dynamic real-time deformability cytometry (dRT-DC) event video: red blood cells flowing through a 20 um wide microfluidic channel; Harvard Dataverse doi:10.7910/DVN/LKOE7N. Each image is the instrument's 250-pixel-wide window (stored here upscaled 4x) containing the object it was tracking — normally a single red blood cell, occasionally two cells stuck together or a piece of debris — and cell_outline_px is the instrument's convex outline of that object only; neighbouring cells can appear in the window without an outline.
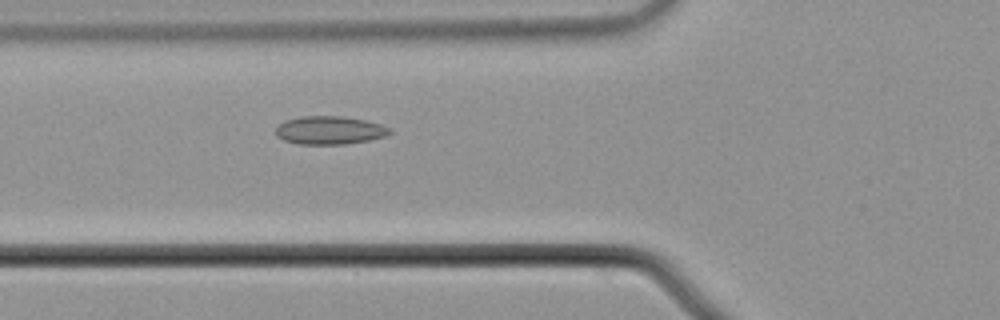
{"species": "common noctule bat (a hibernating species)", "species_latin": "Nyctalus noctula", "temperature_condition": "cold", "stored_images_in_passage": 55, "camera_frame_rate_fps": 3000, "um_per_image_px": 0.085, "animal": {"sex": "male", "body_mass_g": 21.5, "forearm_length_mm": 52.0}, "frame": {"image": 1, "passage_image": 20, "time_ms": 6.333, "image_size_px": [1000, 320], "cell_outline_px": [[392, 132], [384, 136], [368, 140], [344, 144], [300, 144], [284, 140], [276, 136], [276, 128], [284, 120], [300, 116], [340, 116], [364, 120], [380, 124], [392, 128]], "centroid_in_image_um": [28.0, 11.06], "position_along_channel_um": 97.8, "area_um2": 18.67}}
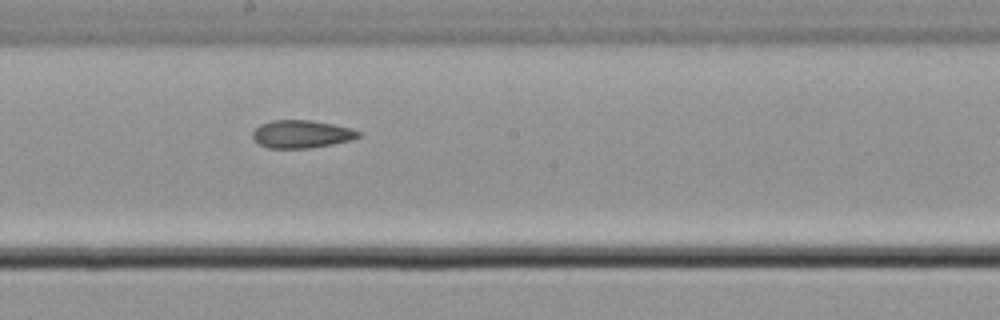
{"frame": {"image": 2, "passage_image": 30, "time_ms": 9.667, "image_size_px": [1000, 320], "cell_outline_px": [[360, 136], [352, 140], [308, 148], [268, 148], [260, 144], [252, 136], [252, 132], [260, 124], [272, 120], [312, 120], [352, 128], [360, 132]], "centroid_in_image_um": [25.63, 11.39], "position_along_channel_um": 222.6, "area_um2": 17.05}}
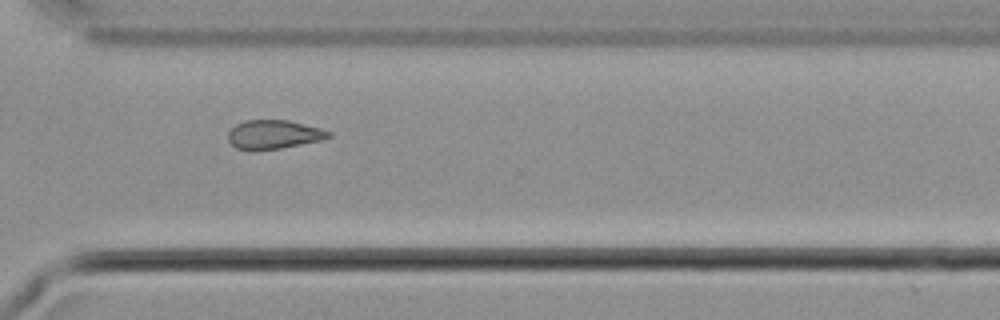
{"frame": {"image": 3, "passage_image": 40, "time_ms": 13.0, "image_size_px": [1000, 320], "cell_outline_px": [[332, 136], [320, 140], [280, 148], [236, 148], [228, 140], [228, 132], [236, 124], [244, 120], [288, 120], [320, 128], [332, 132]], "centroid_in_image_um": [23.28, 11.39], "position_along_channel_um": 347.3, "area_um2": 16.42}, "authors_computed_cell_mechanics": {"area_um2": 17.7446, "velocity_mm_per_s": 3.7381, "shape_relaxation_time_tau1_ms": null, "shape_relaxation_time_tau2_ms": 6.6902, "deformation_change_tau1": null, "deformation_change_tau2": 0.1495}}